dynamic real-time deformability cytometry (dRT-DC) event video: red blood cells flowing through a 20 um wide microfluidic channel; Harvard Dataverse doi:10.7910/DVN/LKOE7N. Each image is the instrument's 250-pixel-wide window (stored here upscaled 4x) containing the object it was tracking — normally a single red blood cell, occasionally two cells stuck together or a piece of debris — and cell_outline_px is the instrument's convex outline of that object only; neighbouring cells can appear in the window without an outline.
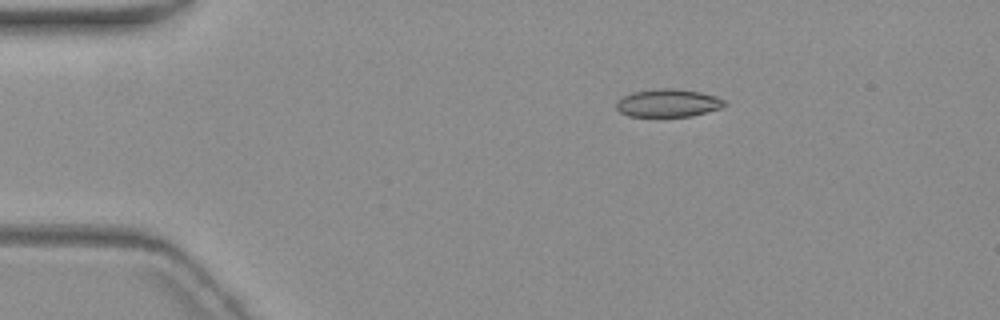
{"species": "common noctule bat (a hibernating species)", "species_latin": "Nyctalus noctula", "temperature_condition": "warm", "stored_images_in_passage": 6, "camera_frame_rate_fps": 3000, "um_per_image_px": 0.085, "animal": {"sex": "female", "body_mass_g": 19.3, "forearm_length_mm": 54.1}, "frame": {"image": 1, "passage_image": 3, "time_ms": 2.333, "image_size_px": [1000, 320], "cell_outline_px": [[728, 104], [720, 108], [692, 116], [628, 116], [620, 112], [616, 108], [616, 104], [624, 96], [632, 92], [660, 88], [672, 88], [700, 92], [716, 96], [724, 100]], "centroid_in_image_um": [56.8, 8.75], "position_along_channel_um": 28.2, "area_um2": 17.46}}
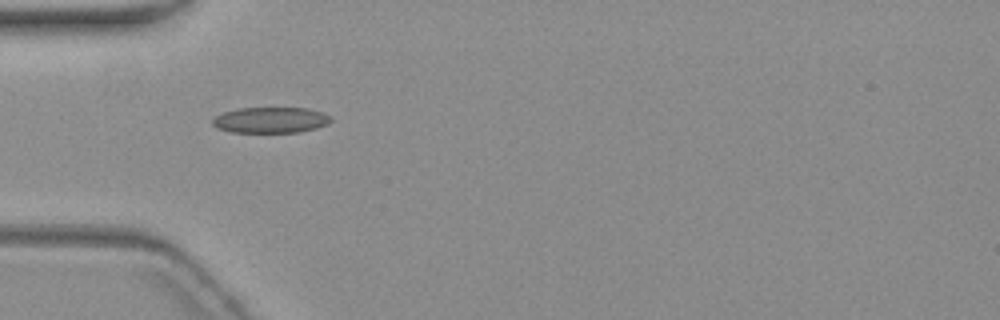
{"frame": {"image": 2, "passage_image": 5, "time_ms": 5.0, "image_size_px": [1000, 320], "cell_outline_px": [[332, 120], [328, 124], [316, 128], [300, 132], [232, 132], [216, 128], [212, 124], [212, 120], [216, 116], [224, 112], [240, 108], [308, 108], [320, 112], [328, 116]], "centroid_in_image_um": [22.99, 10.21], "position_along_channel_um": 62.0, "area_um2": 17.69}}
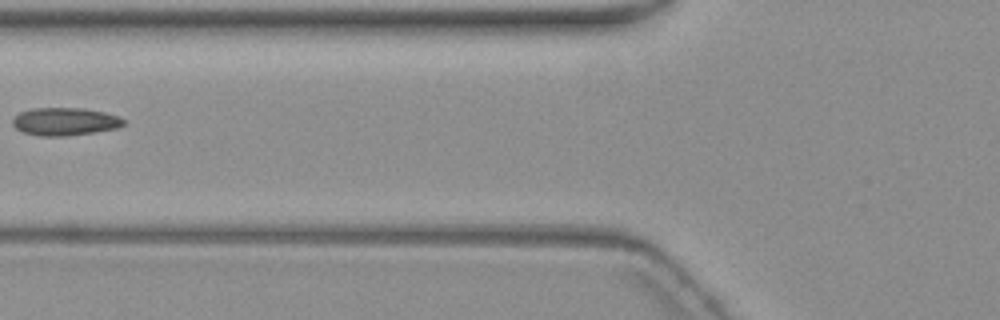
{"frame": {"image": 3, "passage_image": 6, "time_ms": 6.667, "image_size_px": [1000, 320], "cell_outline_px": [[128, 120], [124, 124], [116, 128], [96, 132], [64, 136], [40, 136], [24, 132], [16, 128], [12, 124], [12, 120], [20, 112], [32, 108], [84, 108], [104, 112], [120, 116]], "centroid_in_image_um": [5.56, 10.33], "position_along_channel_um": 120.2, "area_um2": 18.09}}